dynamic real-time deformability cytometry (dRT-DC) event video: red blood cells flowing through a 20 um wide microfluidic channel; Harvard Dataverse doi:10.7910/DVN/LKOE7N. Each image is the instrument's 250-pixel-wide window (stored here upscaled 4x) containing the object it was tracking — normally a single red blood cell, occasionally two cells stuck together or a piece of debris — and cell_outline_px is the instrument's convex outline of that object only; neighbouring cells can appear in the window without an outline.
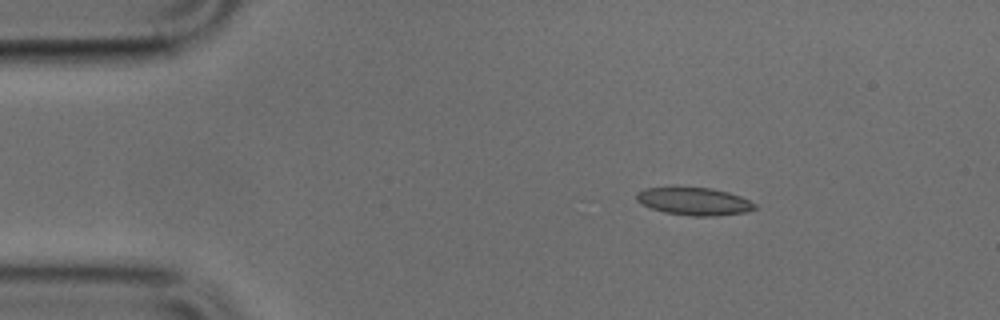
{"species": "common noctule bat (a hibernating species)", "species_latin": "Nyctalus noctula", "temperature_condition": "cold", "stored_images_in_passage": 43, "camera_frame_rate_fps": 3000, "um_per_image_px": 0.085, "animal": {"sex": "male", "body_mass_g": 17.9, "forearm_length_mm": 54.2}, "frame": {"image": 1, "passage_image": 1, "time_ms": 0.0, "image_size_px": [1000, 320], "cell_outline_px": [[756, 208], [748, 212], [716, 216], [692, 216], [664, 212], [640, 204], [636, 200], [636, 192], [644, 188], [712, 188], [728, 192], [740, 196], [756, 204]], "centroid_in_image_um": [59.0, 17.12], "position_along_channel_um": 26.0, "area_um2": 19.02}}
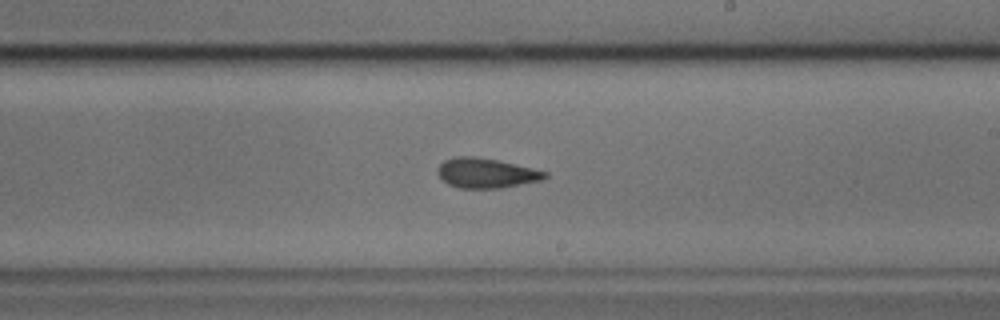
{"frame": {"image": 2, "passage_image": 22, "time_ms": 7.0, "image_size_px": [1000, 320], "cell_outline_px": [[548, 176], [544, 180], [500, 188], [460, 188], [448, 184], [436, 172], [436, 168], [444, 160], [456, 156], [476, 156], [496, 160], [532, 168], [548, 172]], "centroid_in_image_um": [41.32, 14.71], "position_along_channel_um": 247.7, "area_um2": 18.67}}
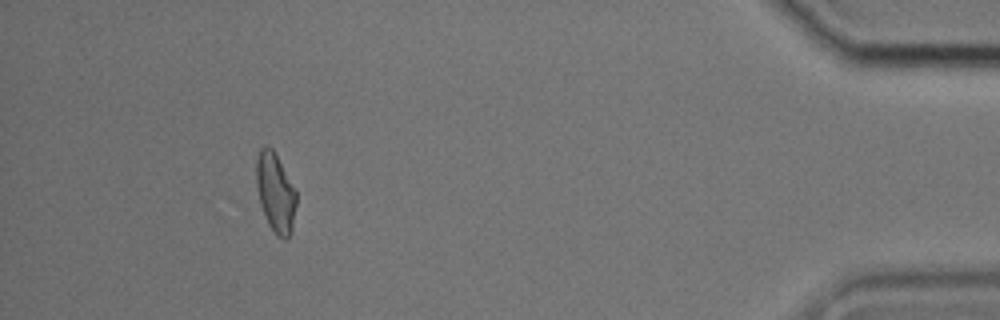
{"frame": {"image": 3, "passage_image": 39, "time_ms": 12.667, "image_size_px": [1000, 320], "cell_outline_px": [[296, 204], [292, 232], [288, 240], [280, 240], [276, 236], [268, 224], [260, 204], [256, 184], [256, 160], [260, 148], [264, 144], [272, 148], [296, 192]], "centroid_in_image_um": [23.4, 16.43], "position_along_channel_um": 411.8, "area_um2": 18.55}}